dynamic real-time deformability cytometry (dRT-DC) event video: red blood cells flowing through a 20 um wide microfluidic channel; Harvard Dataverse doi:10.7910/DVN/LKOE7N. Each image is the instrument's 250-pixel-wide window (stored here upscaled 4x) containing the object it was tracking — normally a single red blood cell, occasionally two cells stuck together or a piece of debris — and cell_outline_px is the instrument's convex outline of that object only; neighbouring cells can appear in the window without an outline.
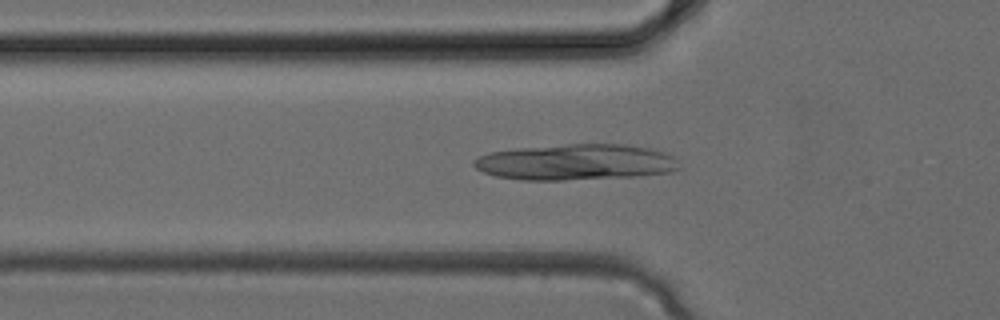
{"species": "common noctule bat (a hibernating species)", "species_latin": "Nyctalus noctula", "temperature_condition": "cold", "stored_images_in_passage": 4, "camera_frame_rate_fps": 3000, "um_per_image_px": 0.085, "animal": {"sex": "female", "body_mass_g": 24.6, "forearm_length_mm": 56.2}, "frame": {"image": 1, "passage_image": 3, "time_ms": 0.667, "image_size_px": [1000, 320], "cell_outline_px": [[680, 168], [672, 172], [640, 176], [564, 180], [524, 180], [496, 176], [484, 172], [476, 168], [472, 164], [472, 160], [488, 152], [520, 148], [568, 144], [624, 144], [648, 148], [664, 152], [672, 156], [676, 160]], "centroid_in_image_um": [48.94, 13.79], "position_along_channel_um": 76.9, "area_um2": 43.06}}